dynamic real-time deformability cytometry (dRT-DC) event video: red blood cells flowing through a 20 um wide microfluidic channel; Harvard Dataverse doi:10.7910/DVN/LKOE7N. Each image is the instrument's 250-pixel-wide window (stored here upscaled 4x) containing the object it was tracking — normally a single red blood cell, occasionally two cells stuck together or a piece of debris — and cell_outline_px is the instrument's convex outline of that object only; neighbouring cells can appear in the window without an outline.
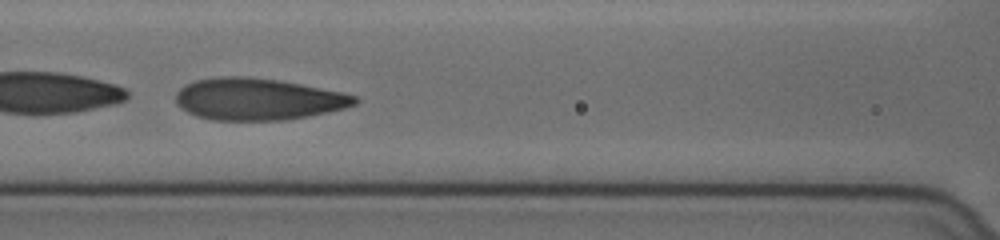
{"species": "human", "species_latin": "Homo sapiens", "temperature_condition": "cold", "stored_images_in_passage": 45, "camera_frame_rate_fps": 3000, "um_per_image_px": 0.085, "donor": {"sex": "female"}, "frame": {"image": 1, "passage_image": 17, "time_ms": 5.333, "image_size_px": [1000, 240], "cell_outline_px": [[360, 100], [356, 104], [344, 108], [308, 116], [288, 120], [212, 120], [196, 116], [180, 108], [176, 104], [176, 92], [184, 84], [196, 80], [220, 76], [248, 76], [276, 80], [300, 84], [344, 92], [356, 96]], "centroid_in_image_um": [21.9, 8.42], "position_along_channel_um": 144.7, "area_um2": 43.81}}
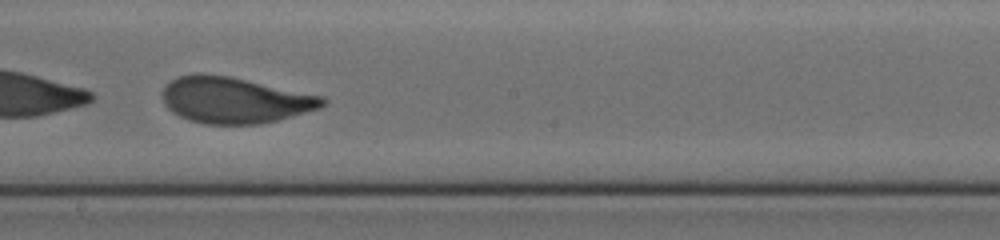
{"frame": {"image": 2, "passage_image": 24, "time_ms": 7.667, "image_size_px": [1000, 240], "cell_outline_px": [[328, 100], [320, 108], [292, 116], [260, 124], [204, 124], [188, 120], [172, 112], [164, 104], [160, 96], [160, 92], [172, 80], [180, 76], [192, 72], [204, 72], [228, 76], [324, 96]], "centroid_in_image_um": [19.9, 8.5], "position_along_channel_um": 228.3, "area_um2": 43.29}}
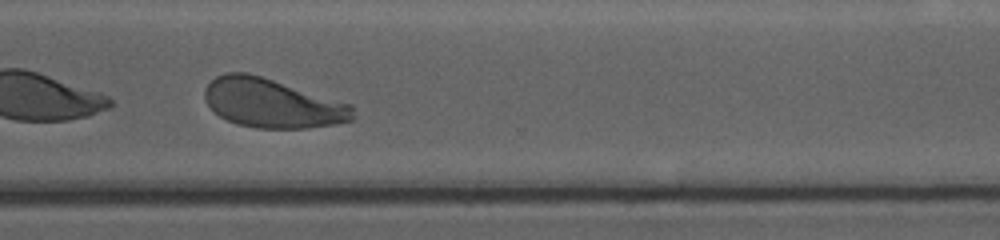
{"frame": {"image": 3, "passage_image": 34, "time_ms": 11.0, "image_size_px": [1000, 240], "cell_outline_px": [[352, 120], [332, 124], [304, 128], [256, 128], [236, 124], [220, 116], [208, 104], [204, 96], [204, 88], [216, 76], [228, 72], [248, 72], [352, 104]], "centroid_in_image_um": [23.1, 8.76], "position_along_channel_um": 347.5, "area_um2": 41.96}, "authors_computed_cell_mechanics": {"area_um2": 43.639, "velocity_mm_per_s": 3.5777, "shape_relaxation_time_tau1_ms": 1.2614, "shape_relaxation_time_tau2_ms": 0.7805, "deformation_change_tau1": 0.2749, "deformation_change_tau2": 0.0779}}